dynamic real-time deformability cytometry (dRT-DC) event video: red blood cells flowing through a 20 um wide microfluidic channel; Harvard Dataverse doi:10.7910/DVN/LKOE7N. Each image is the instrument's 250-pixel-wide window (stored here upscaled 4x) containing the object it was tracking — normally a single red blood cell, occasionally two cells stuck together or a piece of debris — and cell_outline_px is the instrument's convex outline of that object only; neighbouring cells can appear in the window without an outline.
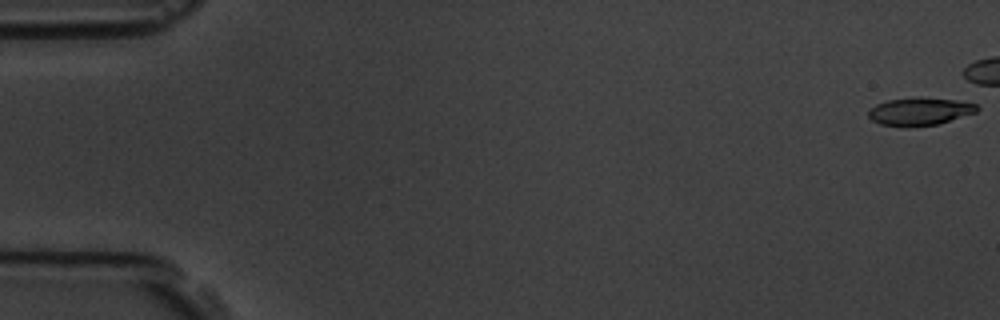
{"species": "common noctule bat (a hibernating species)", "species_latin": "Nyctalus noctula", "temperature_condition": "room temperature", "stored_images_in_passage": 42, "camera_frame_rate_fps": 3000, "um_per_image_px": 0.085, "animal": {"sex": "male", "body_mass_g": 19.5, "forearm_length_mm": 54.6}, "frame": {"image": 1, "passage_image": 1, "time_ms": 0.0, "image_size_px": [1000, 320], "cell_outline_px": [[980, 108], [976, 112], [940, 124], [908, 128], [904, 128], [880, 124], [872, 120], [868, 116], [868, 108], [876, 104], [888, 100], [956, 100], [976, 104]], "centroid_in_image_um": [78.14, 9.54], "position_along_channel_um": 6.9, "area_um2": 17.11}}
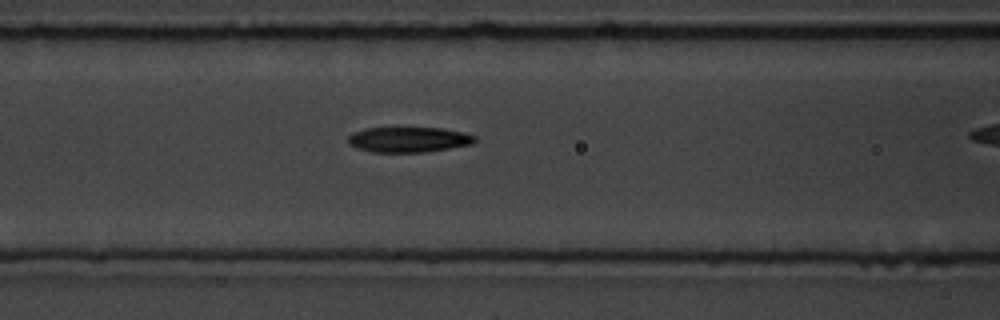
{"frame": {"image": 2, "passage_image": 24, "time_ms": 7.667, "image_size_px": [1000, 320], "cell_outline_px": [[476, 140], [472, 144], [424, 152], [372, 152], [348, 144], [348, 136], [352, 132], [364, 128], [396, 124], [440, 128], [464, 132], [476, 136]], "centroid_in_image_um": [34.68, 11.79], "position_along_channel_um": 131.9, "area_um2": 19.71}}
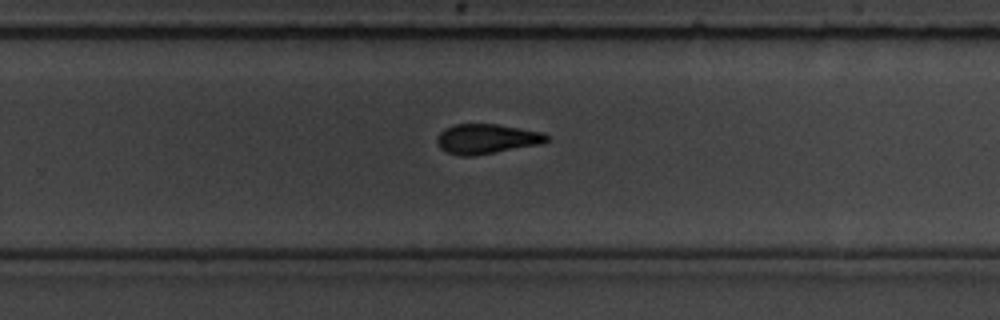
{"frame": {"image": 3, "passage_image": 37, "time_ms": 12.0, "image_size_px": [1000, 320], "cell_outline_px": [[548, 140], [540, 144], [496, 152], [472, 156], [460, 156], [448, 152], [440, 148], [436, 140], [436, 136], [444, 128], [456, 124], [496, 124], [544, 132], [548, 136]], "centroid_in_image_um": [41.34, 11.8], "position_along_channel_um": 288.5, "area_um2": 19.02}}